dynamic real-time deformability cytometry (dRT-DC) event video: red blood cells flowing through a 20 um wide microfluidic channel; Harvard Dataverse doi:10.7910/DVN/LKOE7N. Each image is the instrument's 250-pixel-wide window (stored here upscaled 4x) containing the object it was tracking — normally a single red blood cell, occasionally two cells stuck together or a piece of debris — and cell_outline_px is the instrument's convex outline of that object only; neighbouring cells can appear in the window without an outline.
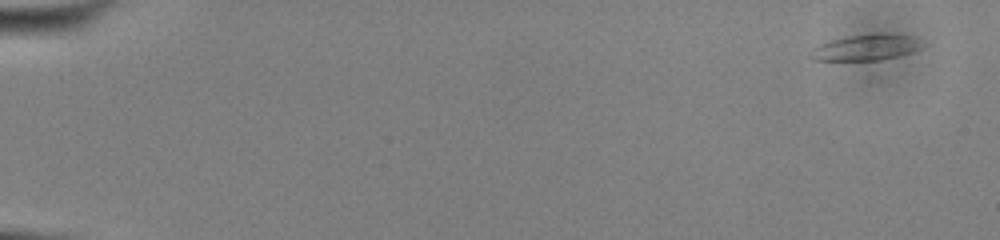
{"species": "common noctule bat (a hibernating species)", "species_latin": "Nyctalus noctula", "temperature_condition": "cold", "stored_images_in_passage": 55, "camera_frame_rate_fps": 3000, "um_per_image_px": 0.085, "animal": {"sex": "male", "body_mass_g": 13.0, "forearm_length_mm": 53.1}, "frame": {"image": 1, "passage_image": 3, "time_ms": 0.667, "image_size_px": [1000, 240], "cell_outline_px": [[928, 44], [924, 48], [900, 56], [880, 60], [812, 60], [808, 56], [812, 48], [820, 44], [832, 40], [848, 36], [912, 36]], "centroid_in_image_um": [73.62, 4.08], "position_along_channel_um": 11.4, "area_um2": 16.42}}
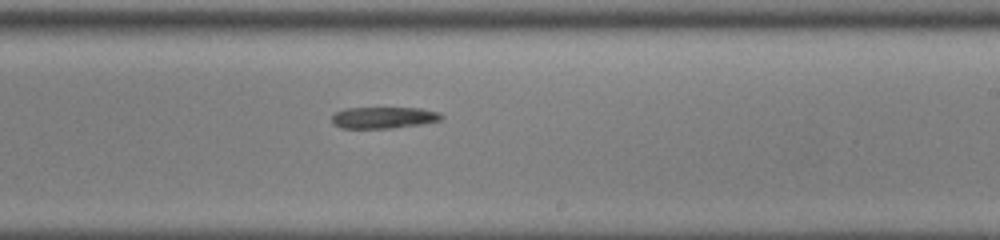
{"frame": {"image": 2, "passage_image": 35, "time_ms": 11.333, "image_size_px": [1000, 240], "cell_outline_px": [[444, 116], [440, 120], [420, 124], [392, 128], [340, 128], [332, 124], [332, 116], [336, 112], [344, 108], [420, 108], [440, 112]], "centroid_in_image_um": [32.59, 9.99], "position_along_channel_um": 256.4, "area_um2": 13.76}}
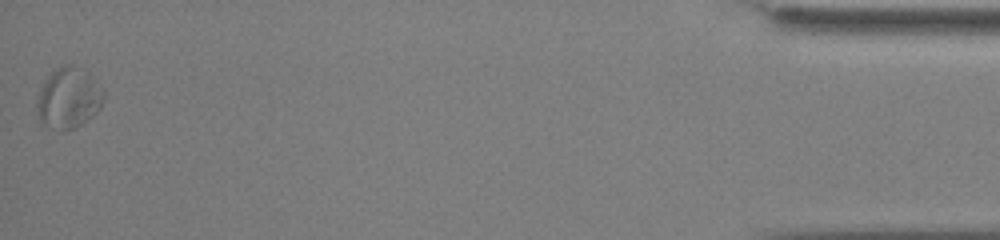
{"frame": {"image": 3, "passage_image": 55, "time_ms": 18.0, "image_size_px": [1000, 240], "cell_outline_px": [[104, 100], [100, 108], [92, 116], [80, 124], [64, 132], [60, 132], [44, 124], [40, 120], [36, 104], [36, 100], [40, 88], [48, 76], [52, 72], [68, 64], [72, 64], [88, 72], [100, 84], [104, 92]], "centroid_in_image_um": [5.84, 8.34], "position_along_channel_um": 429.4, "area_um2": 23.58}}